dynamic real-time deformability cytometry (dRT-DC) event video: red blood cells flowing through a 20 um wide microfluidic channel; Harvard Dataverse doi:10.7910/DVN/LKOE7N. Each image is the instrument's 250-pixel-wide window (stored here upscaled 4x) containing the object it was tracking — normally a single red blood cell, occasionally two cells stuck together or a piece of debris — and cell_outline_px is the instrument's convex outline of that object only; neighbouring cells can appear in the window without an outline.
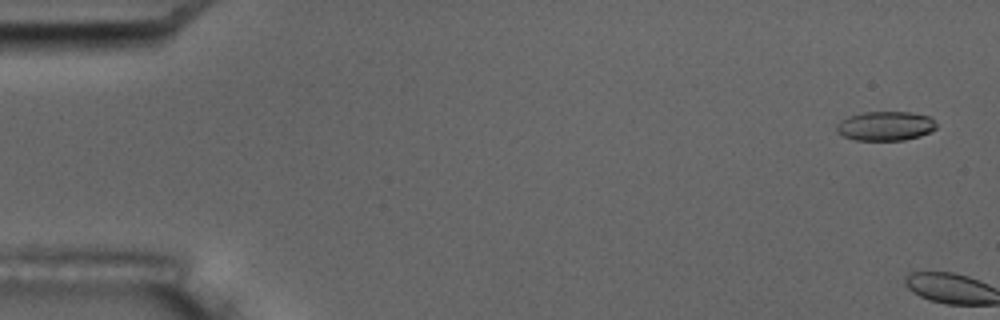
{"species": "common noctule bat (a hibernating species)", "species_latin": "Nyctalus noctula", "temperature_condition": "room temperature", "stored_images_in_passage": 9, "camera_frame_rate_fps": 3000, "um_per_image_px": 0.085, "animal": {"sex": "male", "body_mass_g": 17.5, "forearm_length_mm": 52.3}, "frame": {"image": 1, "passage_image": 1, "time_ms": 0.0, "image_size_px": [1000, 320], "cell_outline_px": [[936, 128], [920, 136], [904, 140], [856, 140], [844, 136], [836, 132], [836, 124], [840, 120], [848, 116], [864, 112], [912, 112], [928, 116], [936, 124]], "centroid_in_image_um": [75.22, 10.7], "position_along_channel_um": 9.8, "area_um2": 16.99}}